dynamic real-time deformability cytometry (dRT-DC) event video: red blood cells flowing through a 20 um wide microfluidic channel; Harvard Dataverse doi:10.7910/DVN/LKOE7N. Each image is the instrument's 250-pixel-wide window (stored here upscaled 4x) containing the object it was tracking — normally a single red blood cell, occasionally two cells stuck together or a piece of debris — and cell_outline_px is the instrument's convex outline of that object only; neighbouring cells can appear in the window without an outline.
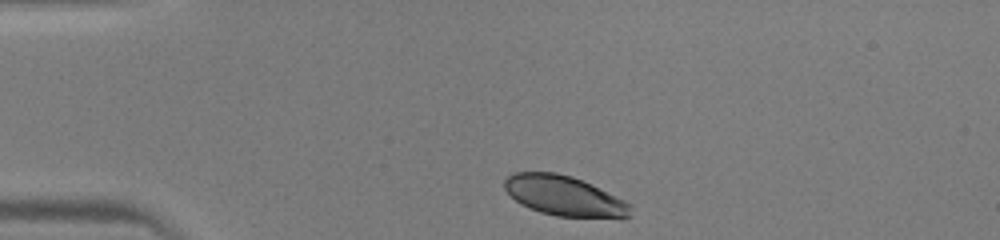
{"species": "human", "species_latin": "Homo sapiens", "temperature_condition": "warm", "stored_images_in_passage": 37, "camera_frame_rate_fps": 3000, "um_per_image_px": 0.085, "donor": {"sex": "male"}, "frame": {"image": 1, "passage_image": 1, "time_ms": 0.0, "image_size_px": [1000, 240], "cell_outline_px": [[632, 216], [620, 220], [556, 216], [540, 212], [528, 208], [520, 204], [504, 188], [504, 180], [512, 172], [556, 172], [572, 176], [624, 200], [628, 204]], "centroid_in_image_um": [47.98, 16.69], "position_along_channel_um": 37.0, "area_um2": 29.71}}
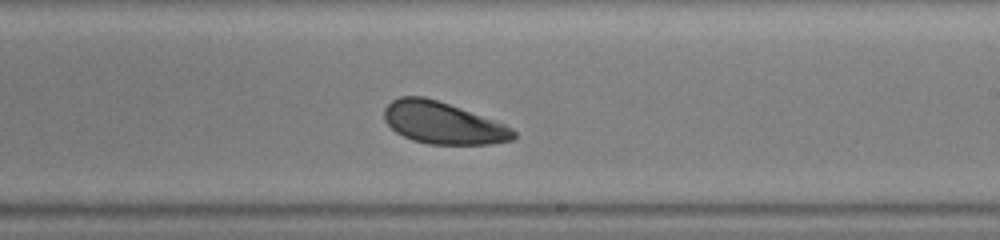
{"frame": {"image": 2, "passage_image": 19, "time_ms": 6.0, "image_size_px": [1000, 240], "cell_outline_px": [[516, 136], [512, 140], [492, 144], [428, 144], [412, 140], [396, 132], [384, 120], [384, 108], [392, 100], [400, 96], [424, 96], [448, 104], [504, 124], [512, 128], [516, 132]], "centroid_in_image_um": [37.63, 10.46], "position_along_channel_um": 251.4, "area_um2": 31.33}}
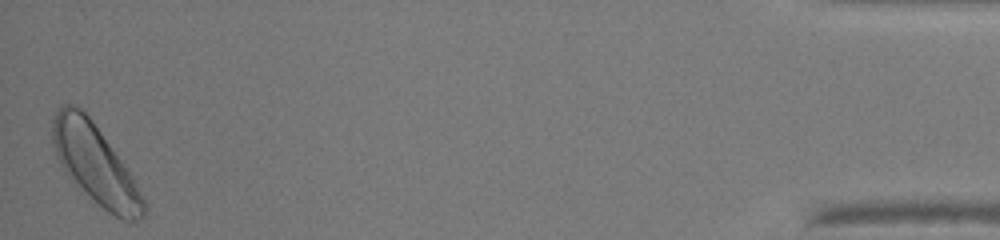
{"frame": {"image": 3, "passage_image": 37, "time_ms": 12.0, "image_size_px": [1000, 240], "cell_outline_px": [[148, 208], [144, 216], [140, 220], [120, 220], [108, 212], [68, 176], [60, 164], [56, 156], [52, 144], [52, 120], [56, 108], [60, 104], [72, 104], [80, 108], [92, 120], [128, 172], [148, 204]], "centroid_in_image_um": [8.07, 13.95], "position_along_channel_um": 427.1, "area_um2": 41.27}}